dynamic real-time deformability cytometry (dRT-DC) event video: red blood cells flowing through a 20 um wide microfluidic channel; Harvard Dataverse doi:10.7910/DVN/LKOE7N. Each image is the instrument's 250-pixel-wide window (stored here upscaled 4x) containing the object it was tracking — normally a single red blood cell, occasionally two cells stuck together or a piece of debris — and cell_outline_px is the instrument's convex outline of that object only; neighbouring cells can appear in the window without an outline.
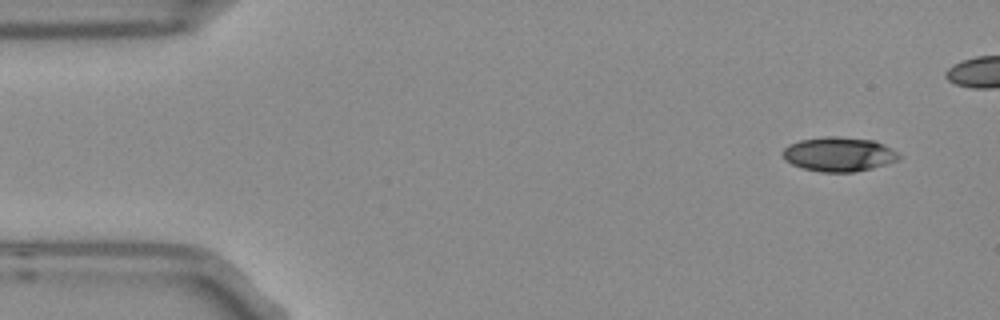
{"species": "Egyptian fruit bat (a non-hibernating species)", "species_latin": "Rousettus aegyptiacus", "temperature_condition": "room temperature", "stored_images_in_passage": 5, "camera_frame_rate_fps": 3000, "um_per_image_px": 0.085, "frame": {"image": 1, "passage_image": 1, "time_ms": 0.0, "image_size_px": [1000, 320], "cell_outline_px": [[900, 160], [888, 164], [872, 168], [852, 172], [820, 172], [804, 168], [792, 164], [784, 160], [780, 152], [788, 144], [800, 140], [824, 136], [836, 136], [876, 140], [884, 144], [896, 152], [900, 156]], "centroid_in_image_um": [71.28, 13.1], "position_along_channel_um": 13.7, "area_um2": 23.52}}